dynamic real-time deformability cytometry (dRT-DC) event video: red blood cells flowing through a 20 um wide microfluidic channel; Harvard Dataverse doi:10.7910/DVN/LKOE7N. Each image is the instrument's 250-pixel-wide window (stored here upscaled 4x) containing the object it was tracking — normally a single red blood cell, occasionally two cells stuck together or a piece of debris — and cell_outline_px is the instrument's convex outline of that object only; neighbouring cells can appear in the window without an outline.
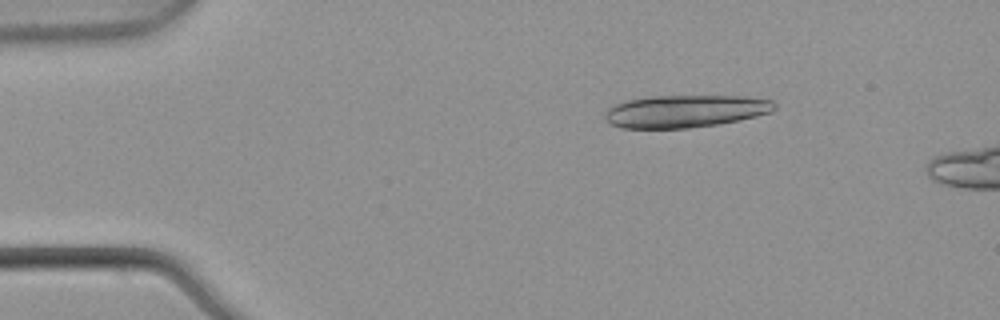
{"species": "common noctule bat (a hibernating species)", "species_latin": "Nyctalus noctula", "temperature_condition": "warm", "stored_images_in_passage": 5, "camera_frame_rate_fps": 3000, "um_per_image_px": 0.085, "animal": {"sex": "male", "body_mass_g": 21.5, "forearm_length_mm": 52.0}, "frame": {"image": 1, "passage_image": 3, "time_ms": 0.667, "image_size_px": [1000, 320], "cell_outline_px": [[776, 108], [772, 112], [756, 116], [716, 124], [688, 128], [620, 128], [608, 124], [604, 120], [604, 112], [608, 108], [624, 100], [652, 96], [744, 96], [772, 100], [776, 104]], "centroid_in_image_um": [58.19, 9.45], "position_along_channel_um": 26.8, "area_um2": 32.25}}